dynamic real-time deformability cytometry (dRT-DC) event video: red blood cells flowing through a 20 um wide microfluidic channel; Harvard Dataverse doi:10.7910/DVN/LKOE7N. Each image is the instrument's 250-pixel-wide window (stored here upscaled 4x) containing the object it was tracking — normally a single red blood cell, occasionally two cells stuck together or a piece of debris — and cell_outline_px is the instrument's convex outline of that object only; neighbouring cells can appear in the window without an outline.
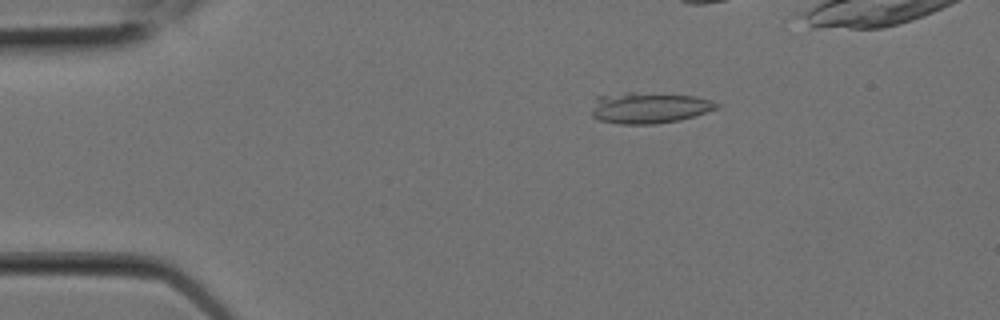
{"species": "Egyptian fruit bat (a non-hibernating species)", "species_latin": "Rousettus aegyptiacus", "temperature_condition": "room temperature", "stored_images_in_passage": 10, "camera_frame_rate_fps": 3000, "um_per_image_px": 0.085, "animal": {"sex": "female"}, "frame": {"image": 1, "passage_image": 3, "time_ms": 0.667, "image_size_px": [1000, 320], "cell_outline_px": [[720, 108], [696, 116], [680, 120], [656, 124], [620, 124], [600, 120], [592, 116], [592, 112], [596, 96], [624, 92], [632, 92], [696, 96], [720, 104]], "centroid_in_image_um": [55.18, 9.16], "position_along_channel_um": 29.8, "area_um2": 22.77}}
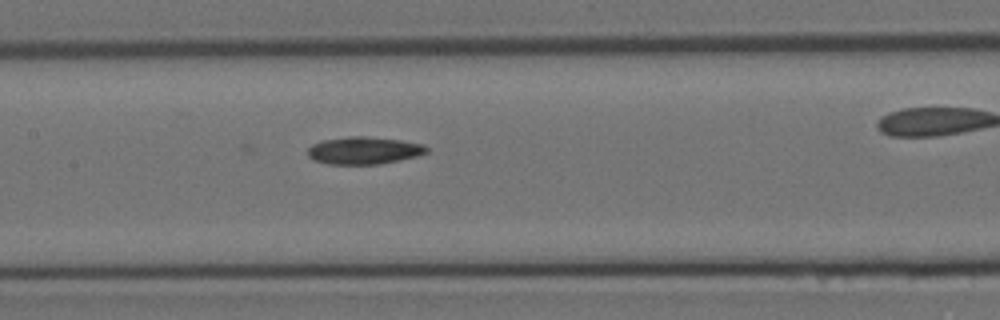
{"frame": {"image": 2, "passage_image": 9, "time_ms": 2.667, "image_size_px": [1000, 320], "cell_outline_px": [[428, 152], [420, 156], [380, 164], [328, 164], [312, 160], [308, 156], [308, 148], [312, 144], [324, 140], [348, 136], [364, 136], [400, 140], [424, 144], [428, 148]], "centroid_in_image_um": [30.95, 12.79], "position_along_channel_um": 176.4, "area_um2": 19.13}}